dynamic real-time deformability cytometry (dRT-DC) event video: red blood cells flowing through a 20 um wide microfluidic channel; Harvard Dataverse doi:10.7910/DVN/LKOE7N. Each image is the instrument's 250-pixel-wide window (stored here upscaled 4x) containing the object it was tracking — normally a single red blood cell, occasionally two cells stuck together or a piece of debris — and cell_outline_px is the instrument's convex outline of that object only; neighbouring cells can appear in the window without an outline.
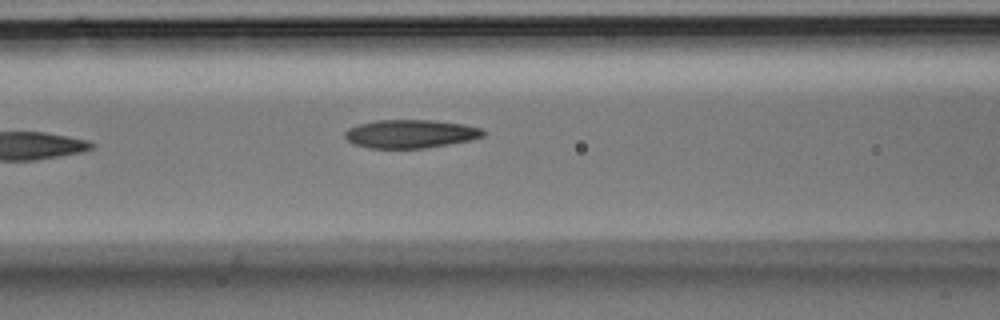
{"species": "Egyptian fruit bat (a non-hibernating species)", "species_latin": "Rousettus aegyptiacus", "temperature_condition": "room temperature", "stored_images_in_passage": 4, "camera_frame_rate_fps": 3000, "um_per_image_px": 0.085, "animal": {"sex": "male"}, "frame": {"image": 1, "passage_image": 4, "time_ms": 1.0, "image_size_px": [1000, 320], "cell_outline_px": [[484, 136], [468, 140], [424, 148], [368, 148], [352, 144], [344, 136], [344, 132], [348, 128], [360, 124], [376, 120], [432, 120], [464, 124], [480, 128], [484, 132]], "centroid_in_image_um": [34.84, 11.37], "position_along_channel_um": 131.8, "area_um2": 22.72}}